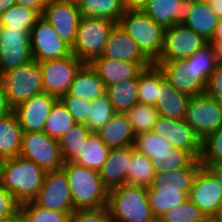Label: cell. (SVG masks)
Wrapping results in <instances>:
<instances>
[{
  "label": "cell",
  "mask_w": 222,
  "mask_h": 222,
  "mask_svg": "<svg viewBox=\"0 0 222 222\" xmlns=\"http://www.w3.org/2000/svg\"><path fill=\"white\" fill-rule=\"evenodd\" d=\"M202 166L200 159H194L187 167L155 174L152 185L147 188L149 204L155 217H160L165 211L189 199L193 181Z\"/></svg>",
  "instance_id": "cell-1"
},
{
  "label": "cell",
  "mask_w": 222,
  "mask_h": 222,
  "mask_svg": "<svg viewBox=\"0 0 222 222\" xmlns=\"http://www.w3.org/2000/svg\"><path fill=\"white\" fill-rule=\"evenodd\" d=\"M110 148L107 147L100 137L93 132L83 146L80 155L74 163L99 171L106 162Z\"/></svg>",
  "instance_id": "cell-33"
},
{
  "label": "cell",
  "mask_w": 222,
  "mask_h": 222,
  "mask_svg": "<svg viewBox=\"0 0 222 222\" xmlns=\"http://www.w3.org/2000/svg\"><path fill=\"white\" fill-rule=\"evenodd\" d=\"M95 133L109 148H124L135 144L136 135L125 113H115L110 121Z\"/></svg>",
  "instance_id": "cell-25"
},
{
  "label": "cell",
  "mask_w": 222,
  "mask_h": 222,
  "mask_svg": "<svg viewBox=\"0 0 222 222\" xmlns=\"http://www.w3.org/2000/svg\"><path fill=\"white\" fill-rule=\"evenodd\" d=\"M37 205L54 211L72 214L75 209L70 193V186L63 168L47 171L37 197Z\"/></svg>",
  "instance_id": "cell-13"
},
{
  "label": "cell",
  "mask_w": 222,
  "mask_h": 222,
  "mask_svg": "<svg viewBox=\"0 0 222 222\" xmlns=\"http://www.w3.org/2000/svg\"><path fill=\"white\" fill-rule=\"evenodd\" d=\"M216 222H222V206L219 208L218 212L213 216Z\"/></svg>",
  "instance_id": "cell-58"
},
{
  "label": "cell",
  "mask_w": 222,
  "mask_h": 222,
  "mask_svg": "<svg viewBox=\"0 0 222 222\" xmlns=\"http://www.w3.org/2000/svg\"><path fill=\"white\" fill-rule=\"evenodd\" d=\"M76 124L74 117L58 100L52 107L44 126V132L51 138L59 140Z\"/></svg>",
  "instance_id": "cell-35"
},
{
  "label": "cell",
  "mask_w": 222,
  "mask_h": 222,
  "mask_svg": "<svg viewBox=\"0 0 222 222\" xmlns=\"http://www.w3.org/2000/svg\"><path fill=\"white\" fill-rule=\"evenodd\" d=\"M134 147L149 158L155 155L168 154L174 148L171 143L158 137L152 131L138 133Z\"/></svg>",
  "instance_id": "cell-40"
},
{
  "label": "cell",
  "mask_w": 222,
  "mask_h": 222,
  "mask_svg": "<svg viewBox=\"0 0 222 222\" xmlns=\"http://www.w3.org/2000/svg\"><path fill=\"white\" fill-rule=\"evenodd\" d=\"M206 41L182 22L177 23L164 31L163 48L156 61L184 60L194 55L204 47Z\"/></svg>",
  "instance_id": "cell-11"
},
{
  "label": "cell",
  "mask_w": 222,
  "mask_h": 222,
  "mask_svg": "<svg viewBox=\"0 0 222 222\" xmlns=\"http://www.w3.org/2000/svg\"><path fill=\"white\" fill-rule=\"evenodd\" d=\"M191 62H193V68L198 73V77L206 83H208L210 76L218 66L213 47L209 42L191 56Z\"/></svg>",
  "instance_id": "cell-43"
},
{
  "label": "cell",
  "mask_w": 222,
  "mask_h": 222,
  "mask_svg": "<svg viewBox=\"0 0 222 222\" xmlns=\"http://www.w3.org/2000/svg\"><path fill=\"white\" fill-rule=\"evenodd\" d=\"M45 171L21 156L0 160V186L21 205L33 201L42 187Z\"/></svg>",
  "instance_id": "cell-2"
},
{
  "label": "cell",
  "mask_w": 222,
  "mask_h": 222,
  "mask_svg": "<svg viewBox=\"0 0 222 222\" xmlns=\"http://www.w3.org/2000/svg\"><path fill=\"white\" fill-rule=\"evenodd\" d=\"M107 208L114 222H154L148 190L124 184L109 191Z\"/></svg>",
  "instance_id": "cell-4"
},
{
  "label": "cell",
  "mask_w": 222,
  "mask_h": 222,
  "mask_svg": "<svg viewBox=\"0 0 222 222\" xmlns=\"http://www.w3.org/2000/svg\"><path fill=\"white\" fill-rule=\"evenodd\" d=\"M118 23L109 19L81 16L71 53L83 63L102 56L108 38Z\"/></svg>",
  "instance_id": "cell-6"
},
{
  "label": "cell",
  "mask_w": 222,
  "mask_h": 222,
  "mask_svg": "<svg viewBox=\"0 0 222 222\" xmlns=\"http://www.w3.org/2000/svg\"><path fill=\"white\" fill-rule=\"evenodd\" d=\"M206 93L222 103V66H217L206 86Z\"/></svg>",
  "instance_id": "cell-48"
},
{
  "label": "cell",
  "mask_w": 222,
  "mask_h": 222,
  "mask_svg": "<svg viewBox=\"0 0 222 222\" xmlns=\"http://www.w3.org/2000/svg\"><path fill=\"white\" fill-rule=\"evenodd\" d=\"M23 222H71V214L54 211L29 201L20 205Z\"/></svg>",
  "instance_id": "cell-38"
},
{
  "label": "cell",
  "mask_w": 222,
  "mask_h": 222,
  "mask_svg": "<svg viewBox=\"0 0 222 222\" xmlns=\"http://www.w3.org/2000/svg\"><path fill=\"white\" fill-rule=\"evenodd\" d=\"M190 98L171 86L161 71V85L154 105L159 116L174 120L185 119Z\"/></svg>",
  "instance_id": "cell-23"
},
{
  "label": "cell",
  "mask_w": 222,
  "mask_h": 222,
  "mask_svg": "<svg viewBox=\"0 0 222 222\" xmlns=\"http://www.w3.org/2000/svg\"><path fill=\"white\" fill-rule=\"evenodd\" d=\"M92 133L86 124L76 123L58 140L64 163L73 162L80 155L83 146Z\"/></svg>",
  "instance_id": "cell-31"
},
{
  "label": "cell",
  "mask_w": 222,
  "mask_h": 222,
  "mask_svg": "<svg viewBox=\"0 0 222 222\" xmlns=\"http://www.w3.org/2000/svg\"><path fill=\"white\" fill-rule=\"evenodd\" d=\"M154 65L160 68L165 79L179 92L191 98L206 93L207 83L198 77L191 57L176 61H155Z\"/></svg>",
  "instance_id": "cell-16"
},
{
  "label": "cell",
  "mask_w": 222,
  "mask_h": 222,
  "mask_svg": "<svg viewBox=\"0 0 222 222\" xmlns=\"http://www.w3.org/2000/svg\"><path fill=\"white\" fill-rule=\"evenodd\" d=\"M89 64L106 88L120 81L135 78L143 69L154 63H131L100 56Z\"/></svg>",
  "instance_id": "cell-20"
},
{
  "label": "cell",
  "mask_w": 222,
  "mask_h": 222,
  "mask_svg": "<svg viewBox=\"0 0 222 222\" xmlns=\"http://www.w3.org/2000/svg\"><path fill=\"white\" fill-rule=\"evenodd\" d=\"M20 209V204L14 195L0 186V218L15 214Z\"/></svg>",
  "instance_id": "cell-47"
},
{
  "label": "cell",
  "mask_w": 222,
  "mask_h": 222,
  "mask_svg": "<svg viewBox=\"0 0 222 222\" xmlns=\"http://www.w3.org/2000/svg\"><path fill=\"white\" fill-rule=\"evenodd\" d=\"M81 16L119 22L125 12L122 0H82L78 5Z\"/></svg>",
  "instance_id": "cell-32"
},
{
  "label": "cell",
  "mask_w": 222,
  "mask_h": 222,
  "mask_svg": "<svg viewBox=\"0 0 222 222\" xmlns=\"http://www.w3.org/2000/svg\"><path fill=\"white\" fill-rule=\"evenodd\" d=\"M51 1L52 0H16V4L36 10L42 16L44 8Z\"/></svg>",
  "instance_id": "cell-49"
},
{
  "label": "cell",
  "mask_w": 222,
  "mask_h": 222,
  "mask_svg": "<svg viewBox=\"0 0 222 222\" xmlns=\"http://www.w3.org/2000/svg\"><path fill=\"white\" fill-rule=\"evenodd\" d=\"M135 135L151 131L159 115L154 105L136 103L125 113Z\"/></svg>",
  "instance_id": "cell-37"
},
{
  "label": "cell",
  "mask_w": 222,
  "mask_h": 222,
  "mask_svg": "<svg viewBox=\"0 0 222 222\" xmlns=\"http://www.w3.org/2000/svg\"><path fill=\"white\" fill-rule=\"evenodd\" d=\"M161 85V70L152 65L139 73L138 101L141 104L155 105Z\"/></svg>",
  "instance_id": "cell-36"
},
{
  "label": "cell",
  "mask_w": 222,
  "mask_h": 222,
  "mask_svg": "<svg viewBox=\"0 0 222 222\" xmlns=\"http://www.w3.org/2000/svg\"><path fill=\"white\" fill-rule=\"evenodd\" d=\"M195 1L209 4L212 0H195Z\"/></svg>",
  "instance_id": "cell-61"
},
{
  "label": "cell",
  "mask_w": 222,
  "mask_h": 222,
  "mask_svg": "<svg viewBox=\"0 0 222 222\" xmlns=\"http://www.w3.org/2000/svg\"><path fill=\"white\" fill-rule=\"evenodd\" d=\"M218 20V16L208 3L187 0L182 23L206 41L209 42L212 39Z\"/></svg>",
  "instance_id": "cell-22"
},
{
  "label": "cell",
  "mask_w": 222,
  "mask_h": 222,
  "mask_svg": "<svg viewBox=\"0 0 222 222\" xmlns=\"http://www.w3.org/2000/svg\"><path fill=\"white\" fill-rule=\"evenodd\" d=\"M139 74L132 79L120 81L106 87V92L115 113L128 112L138 101Z\"/></svg>",
  "instance_id": "cell-29"
},
{
  "label": "cell",
  "mask_w": 222,
  "mask_h": 222,
  "mask_svg": "<svg viewBox=\"0 0 222 222\" xmlns=\"http://www.w3.org/2000/svg\"><path fill=\"white\" fill-rule=\"evenodd\" d=\"M13 112V107L9 104L4 86L0 82V118Z\"/></svg>",
  "instance_id": "cell-50"
},
{
  "label": "cell",
  "mask_w": 222,
  "mask_h": 222,
  "mask_svg": "<svg viewBox=\"0 0 222 222\" xmlns=\"http://www.w3.org/2000/svg\"><path fill=\"white\" fill-rule=\"evenodd\" d=\"M115 114L112 103L105 91L95 101L92 102L90 107V116L86 125L92 132H96L101 127L106 125Z\"/></svg>",
  "instance_id": "cell-41"
},
{
  "label": "cell",
  "mask_w": 222,
  "mask_h": 222,
  "mask_svg": "<svg viewBox=\"0 0 222 222\" xmlns=\"http://www.w3.org/2000/svg\"><path fill=\"white\" fill-rule=\"evenodd\" d=\"M30 42L32 56L36 62L61 59L71 54V47L42 16L31 29Z\"/></svg>",
  "instance_id": "cell-14"
},
{
  "label": "cell",
  "mask_w": 222,
  "mask_h": 222,
  "mask_svg": "<svg viewBox=\"0 0 222 222\" xmlns=\"http://www.w3.org/2000/svg\"><path fill=\"white\" fill-rule=\"evenodd\" d=\"M189 199L207 218L213 217L222 206V187L204 166L195 176Z\"/></svg>",
  "instance_id": "cell-19"
},
{
  "label": "cell",
  "mask_w": 222,
  "mask_h": 222,
  "mask_svg": "<svg viewBox=\"0 0 222 222\" xmlns=\"http://www.w3.org/2000/svg\"><path fill=\"white\" fill-rule=\"evenodd\" d=\"M152 161L132 146V158L126 173V184L149 188L155 177Z\"/></svg>",
  "instance_id": "cell-30"
},
{
  "label": "cell",
  "mask_w": 222,
  "mask_h": 222,
  "mask_svg": "<svg viewBox=\"0 0 222 222\" xmlns=\"http://www.w3.org/2000/svg\"><path fill=\"white\" fill-rule=\"evenodd\" d=\"M16 4V0H0V15Z\"/></svg>",
  "instance_id": "cell-57"
},
{
  "label": "cell",
  "mask_w": 222,
  "mask_h": 222,
  "mask_svg": "<svg viewBox=\"0 0 222 222\" xmlns=\"http://www.w3.org/2000/svg\"><path fill=\"white\" fill-rule=\"evenodd\" d=\"M19 156L34 161L45 172L64 166L58 140L51 138L44 131L23 132Z\"/></svg>",
  "instance_id": "cell-8"
},
{
  "label": "cell",
  "mask_w": 222,
  "mask_h": 222,
  "mask_svg": "<svg viewBox=\"0 0 222 222\" xmlns=\"http://www.w3.org/2000/svg\"><path fill=\"white\" fill-rule=\"evenodd\" d=\"M218 66H222V40H210Z\"/></svg>",
  "instance_id": "cell-53"
},
{
  "label": "cell",
  "mask_w": 222,
  "mask_h": 222,
  "mask_svg": "<svg viewBox=\"0 0 222 222\" xmlns=\"http://www.w3.org/2000/svg\"><path fill=\"white\" fill-rule=\"evenodd\" d=\"M132 158V146L110 148L106 162L99 170L103 184L112 190L126 184L127 167Z\"/></svg>",
  "instance_id": "cell-24"
},
{
  "label": "cell",
  "mask_w": 222,
  "mask_h": 222,
  "mask_svg": "<svg viewBox=\"0 0 222 222\" xmlns=\"http://www.w3.org/2000/svg\"><path fill=\"white\" fill-rule=\"evenodd\" d=\"M62 168L68 179L75 210L107 206L109 190L103 184L99 171L74 162L64 163Z\"/></svg>",
  "instance_id": "cell-3"
},
{
  "label": "cell",
  "mask_w": 222,
  "mask_h": 222,
  "mask_svg": "<svg viewBox=\"0 0 222 222\" xmlns=\"http://www.w3.org/2000/svg\"><path fill=\"white\" fill-rule=\"evenodd\" d=\"M71 222H114L107 206L97 209H79L71 214Z\"/></svg>",
  "instance_id": "cell-46"
},
{
  "label": "cell",
  "mask_w": 222,
  "mask_h": 222,
  "mask_svg": "<svg viewBox=\"0 0 222 222\" xmlns=\"http://www.w3.org/2000/svg\"><path fill=\"white\" fill-rule=\"evenodd\" d=\"M44 92L58 99L67 94L75 75L84 64L75 54L54 60L39 62Z\"/></svg>",
  "instance_id": "cell-10"
},
{
  "label": "cell",
  "mask_w": 222,
  "mask_h": 222,
  "mask_svg": "<svg viewBox=\"0 0 222 222\" xmlns=\"http://www.w3.org/2000/svg\"><path fill=\"white\" fill-rule=\"evenodd\" d=\"M209 5L218 18H222V0H212Z\"/></svg>",
  "instance_id": "cell-54"
},
{
  "label": "cell",
  "mask_w": 222,
  "mask_h": 222,
  "mask_svg": "<svg viewBox=\"0 0 222 222\" xmlns=\"http://www.w3.org/2000/svg\"><path fill=\"white\" fill-rule=\"evenodd\" d=\"M23 130L14 112L0 118V160L19 156Z\"/></svg>",
  "instance_id": "cell-28"
},
{
  "label": "cell",
  "mask_w": 222,
  "mask_h": 222,
  "mask_svg": "<svg viewBox=\"0 0 222 222\" xmlns=\"http://www.w3.org/2000/svg\"><path fill=\"white\" fill-rule=\"evenodd\" d=\"M105 91L106 88L97 73L89 63H84L77 71L69 93L93 102Z\"/></svg>",
  "instance_id": "cell-27"
},
{
  "label": "cell",
  "mask_w": 222,
  "mask_h": 222,
  "mask_svg": "<svg viewBox=\"0 0 222 222\" xmlns=\"http://www.w3.org/2000/svg\"><path fill=\"white\" fill-rule=\"evenodd\" d=\"M151 131L171 143L174 148L187 151L194 159H200L202 140L185 119L174 120L159 116Z\"/></svg>",
  "instance_id": "cell-15"
},
{
  "label": "cell",
  "mask_w": 222,
  "mask_h": 222,
  "mask_svg": "<svg viewBox=\"0 0 222 222\" xmlns=\"http://www.w3.org/2000/svg\"><path fill=\"white\" fill-rule=\"evenodd\" d=\"M59 99L45 92L34 95L13 108L23 132H41L54 104Z\"/></svg>",
  "instance_id": "cell-18"
},
{
  "label": "cell",
  "mask_w": 222,
  "mask_h": 222,
  "mask_svg": "<svg viewBox=\"0 0 222 222\" xmlns=\"http://www.w3.org/2000/svg\"><path fill=\"white\" fill-rule=\"evenodd\" d=\"M150 159L155 173H166L170 170L187 167L194 160L187 151L178 148H173L168 154L155 155Z\"/></svg>",
  "instance_id": "cell-39"
},
{
  "label": "cell",
  "mask_w": 222,
  "mask_h": 222,
  "mask_svg": "<svg viewBox=\"0 0 222 222\" xmlns=\"http://www.w3.org/2000/svg\"><path fill=\"white\" fill-rule=\"evenodd\" d=\"M211 40H222V18H219Z\"/></svg>",
  "instance_id": "cell-56"
},
{
  "label": "cell",
  "mask_w": 222,
  "mask_h": 222,
  "mask_svg": "<svg viewBox=\"0 0 222 222\" xmlns=\"http://www.w3.org/2000/svg\"><path fill=\"white\" fill-rule=\"evenodd\" d=\"M185 121L203 141L222 126V103L207 93L190 98Z\"/></svg>",
  "instance_id": "cell-9"
},
{
  "label": "cell",
  "mask_w": 222,
  "mask_h": 222,
  "mask_svg": "<svg viewBox=\"0 0 222 222\" xmlns=\"http://www.w3.org/2000/svg\"><path fill=\"white\" fill-rule=\"evenodd\" d=\"M187 0H148L143 11L164 29L182 22Z\"/></svg>",
  "instance_id": "cell-26"
},
{
  "label": "cell",
  "mask_w": 222,
  "mask_h": 222,
  "mask_svg": "<svg viewBox=\"0 0 222 222\" xmlns=\"http://www.w3.org/2000/svg\"><path fill=\"white\" fill-rule=\"evenodd\" d=\"M202 164H222V126L202 141Z\"/></svg>",
  "instance_id": "cell-44"
},
{
  "label": "cell",
  "mask_w": 222,
  "mask_h": 222,
  "mask_svg": "<svg viewBox=\"0 0 222 222\" xmlns=\"http://www.w3.org/2000/svg\"><path fill=\"white\" fill-rule=\"evenodd\" d=\"M204 222H216L213 217L207 218Z\"/></svg>",
  "instance_id": "cell-62"
},
{
  "label": "cell",
  "mask_w": 222,
  "mask_h": 222,
  "mask_svg": "<svg viewBox=\"0 0 222 222\" xmlns=\"http://www.w3.org/2000/svg\"><path fill=\"white\" fill-rule=\"evenodd\" d=\"M154 222H169V221H165V220L161 219L160 217H155Z\"/></svg>",
  "instance_id": "cell-60"
},
{
  "label": "cell",
  "mask_w": 222,
  "mask_h": 222,
  "mask_svg": "<svg viewBox=\"0 0 222 222\" xmlns=\"http://www.w3.org/2000/svg\"><path fill=\"white\" fill-rule=\"evenodd\" d=\"M102 57L131 63H153L119 24L113 28Z\"/></svg>",
  "instance_id": "cell-21"
},
{
  "label": "cell",
  "mask_w": 222,
  "mask_h": 222,
  "mask_svg": "<svg viewBox=\"0 0 222 222\" xmlns=\"http://www.w3.org/2000/svg\"><path fill=\"white\" fill-rule=\"evenodd\" d=\"M0 222H23L20 210L13 215L0 218Z\"/></svg>",
  "instance_id": "cell-55"
},
{
  "label": "cell",
  "mask_w": 222,
  "mask_h": 222,
  "mask_svg": "<svg viewBox=\"0 0 222 222\" xmlns=\"http://www.w3.org/2000/svg\"><path fill=\"white\" fill-rule=\"evenodd\" d=\"M74 117L76 123L86 124L90 116L92 102L72 96L69 92L59 99Z\"/></svg>",
  "instance_id": "cell-45"
},
{
  "label": "cell",
  "mask_w": 222,
  "mask_h": 222,
  "mask_svg": "<svg viewBox=\"0 0 222 222\" xmlns=\"http://www.w3.org/2000/svg\"><path fill=\"white\" fill-rule=\"evenodd\" d=\"M118 24L153 63L160 57L165 29L143 10H125Z\"/></svg>",
  "instance_id": "cell-5"
},
{
  "label": "cell",
  "mask_w": 222,
  "mask_h": 222,
  "mask_svg": "<svg viewBox=\"0 0 222 222\" xmlns=\"http://www.w3.org/2000/svg\"><path fill=\"white\" fill-rule=\"evenodd\" d=\"M125 10H143L148 0H122Z\"/></svg>",
  "instance_id": "cell-51"
},
{
  "label": "cell",
  "mask_w": 222,
  "mask_h": 222,
  "mask_svg": "<svg viewBox=\"0 0 222 222\" xmlns=\"http://www.w3.org/2000/svg\"><path fill=\"white\" fill-rule=\"evenodd\" d=\"M33 60L30 34L26 30L0 26V75Z\"/></svg>",
  "instance_id": "cell-12"
},
{
  "label": "cell",
  "mask_w": 222,
  "mask_h": 222,
  "mask_svg": "<svg viewBox=\"0 0 222 222\" xmlns=\"http://www.w3.org/2000/svg\"><path fill=\"white\" fill-rule=\"evenodd\" d=\"M64 1L70 2L72 4L79 5L82 0H64Z\"/></svg>",
  "instance_id": "cell-59"
},
{
  "label": "cell",
  "mask_w": 222,
  "mask_h": 222,
  "mask_svg": "<svg viewBox=\"0 0 222 222\" xmlns=\"http://www.w3.org/2000/svg\"><path fill=\"white\" fill-rule=\"evenodd\" d=\"M9 104L14 108L34 95L44 92L40 63L29 64L5 71L0 75Z\"/></svg>",
  "instance_id": "cell-7"
},
{
  "label": "cell",
  "mask_w": 222,
  "mask_h": 222,
  "mask_svg": "<svg viewBox=\"0 0 222 222\" xmlns=\"http://www.w3.org/2000/svg\"><path fill=\"white\" fill-rule=\"evenodd\" d=\"M40 17L36 10L15 4L0 15V26L26 30L30 34Z\"/></svg>",
  "instance_id": "cell-34"
},
{
  "label": "cell",
  "mask_w": 222,
  "mask_h": 222,
  "mask_svg": "<svg viewBox=\"0 0 222 222\" xmlns=\"http://www.w3.org/2000/svg\"><path fill=\"white\" fill-rule=\"evenodd\" d=\"M59 37L72 47L78 29L81 13L78 5L64 0H52L42 13Z\"/></svg>",
  "instance_id": "cell-17"
},
{
  "label": "cell",
  "mask_w": 222,
  "mask_h": 222,
  "mask_svg": "<svg viewBox=\"0 0 222 222\" xmlns=\"http://www.w3.org/2000/svg\"><path fill=\"white\" fill-rule=\"evenodd\" d=\"M160 218L169 222H204L207 219L204 213L190 199L165 211Z\"/></svg>",
  "instance_id": "cell-42"
},
{
  "label": "cell",
  "mask_w": 222,
  "mask_h": 222,
  "mask_svg": "<svg viewBox=\"0 0 222 222\" xmlns=\"http://www.w3.org/2000/svg\"><path fill=\"white\" fill-rule=\"evenodd\" d=\"M222 187V164H202Z\"/></svg>",
  "instance_id": "cell-52"
}]
</instances>
